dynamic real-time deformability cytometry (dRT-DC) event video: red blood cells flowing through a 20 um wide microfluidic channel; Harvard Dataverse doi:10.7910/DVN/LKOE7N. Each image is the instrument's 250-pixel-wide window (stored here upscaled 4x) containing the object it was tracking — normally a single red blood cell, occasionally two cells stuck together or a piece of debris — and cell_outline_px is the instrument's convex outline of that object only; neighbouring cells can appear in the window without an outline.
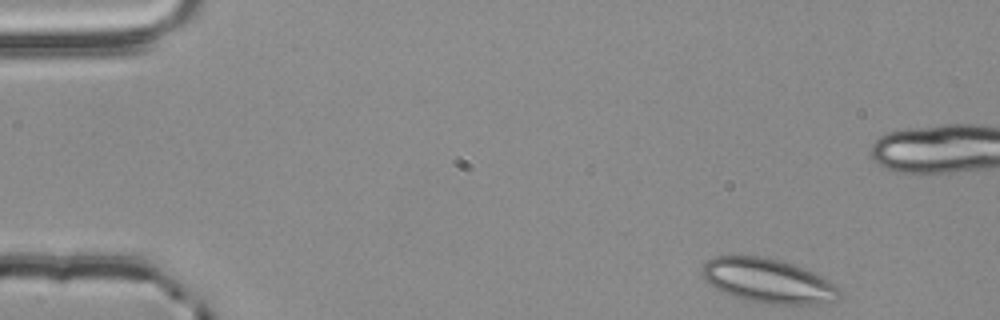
{"species": "common noctule bat (a hibernating species)", "species_latin": "Nyctalus noctula", "temperature_condition": "room temperature", "stored_images_in_passage": 52, "camera_frame_rate_fps": 3000, "um_per_image_px": 0.085, "animal": {"sex": "male", "body_mass_g": 20.4}, "frame": {"image": 1, "passage_image": 1, "time_ms": 0.0, "image_size_px": [1000, 320], "cell_outline_px": [[840, 296], [836, 300], [820, 304], [764, 304], [744, 300], [732, 296], [716, 288], [704, 280], [700, 272], [700, 268], [712, 256], [760, 256], [784, 260], [804, 268], [836, 284], [840, 288]], "centroid_in_image_um": [65.27, 23.87], "position_along_channel_um": 19.7, "area_um2": 35.89}}
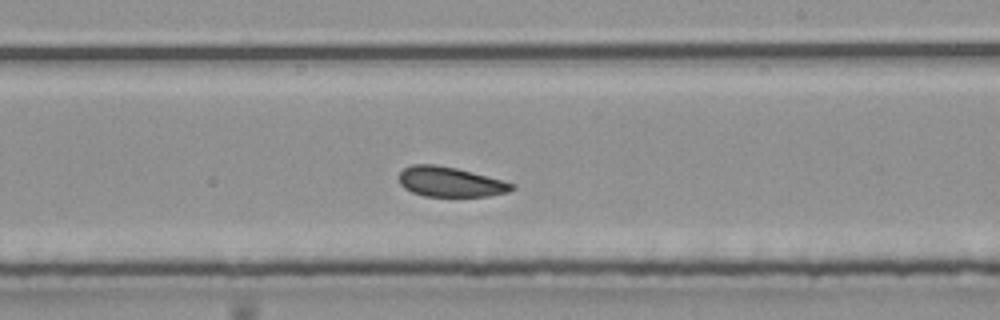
{"frame": {"image": 2, "passage_image": 28, "time_ms": 9.0, "image_size_px": [1000, 320], "cell_outline_px": [[516, 188], [508, 192], [488, 196], [424, 196], [412, 192], [404, 188], [400, 184], [400, 172], [404, 168], [412, 164], [436, 164], [456, 168], [516, 184]], "centroid_in_image_um": [38.27, 15.46], "position_along_channel_um": 250.7, "area_um2": 19.59}}
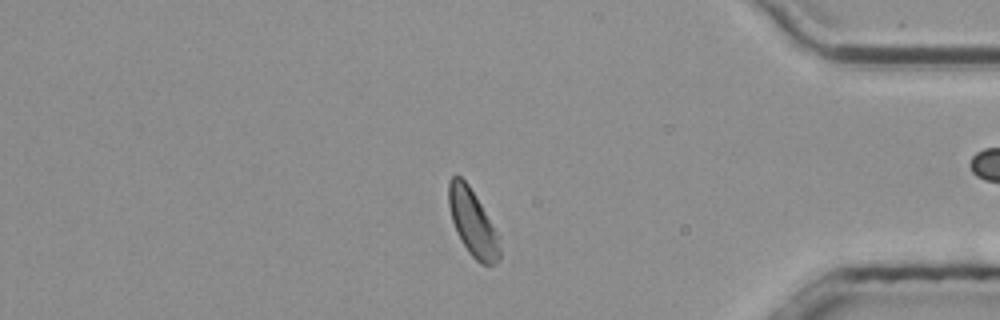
{"frame": {"image": 3, "passage_image": 42, "time_ms": 13.667, "image_size_px": [1000, 320], "cell_outline_px": [[500, 260], [496, 264], [480, 264], [468, 252], [460, 240], [456, 232], [452, 220], [448, 204], [448, 180], [452, 176], [460, 176], [468, 184], [500, 236]], "centroid_in_image_um": [40.18, 18.96], "position_along_channel_um": 395.0, "area_um2": 19.88}, "authors_computed_cell_mechanics": {"area_um2": 20.6635, "velocity_mm_per_s": 3.7429, "shape_relaxation_time_tau1_ms": 3.414, "shape_relaxation_time_tau2_ms": 2.1914, "deformation_change_tau1": 0.0814, "deformation_change_tau2": 0.0869}}